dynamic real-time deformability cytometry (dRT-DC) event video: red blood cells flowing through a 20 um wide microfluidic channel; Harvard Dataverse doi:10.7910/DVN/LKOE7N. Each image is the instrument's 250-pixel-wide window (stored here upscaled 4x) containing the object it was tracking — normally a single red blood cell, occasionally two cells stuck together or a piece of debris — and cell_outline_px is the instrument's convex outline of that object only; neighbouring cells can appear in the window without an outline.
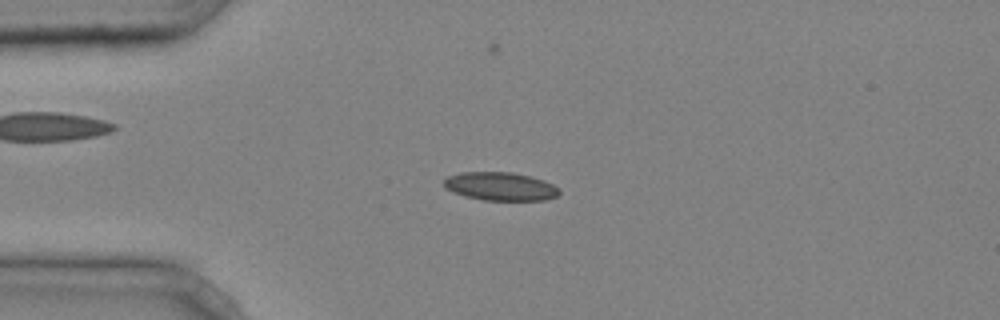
{"species": "common noctule bat (a hibernating species)", "species_latin": "Nyctalus noctula", "temperature_condition": "cold", "stored_images_in_passage": 44, "camera_frame_rate_fps": 3000, "um_per_image_px": 0.085, "animal": {"sex": "male", "body_mass_g": 20.4}, "frame": {"image": 1, "passage_image": 10, "time_ms": 3.0, "image_size_px": [1000, 320], "cell_outline_px": [[560, 192], [556, 196], [548, 200], [484, 200], [464, 196], [452, 192], [444, 188], [444, 180], [448, 176], [460, 172], [512, 172], [544, 180], [560, 188]], "centroid_in_image_um": [42.52, 15.84], "position_along_channel_um": 42.5, "area_um2": 19.13}}
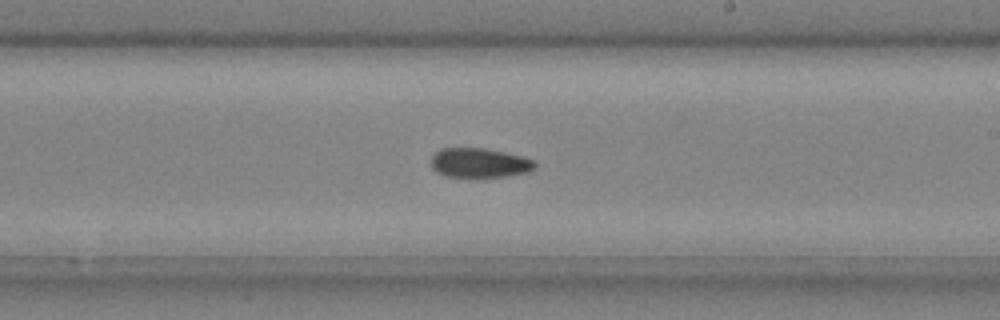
{"frame": {"image": 2, "passage_image": 26, "time_ms": 8.333, "image_size_px": [1000, 320], "cell_outline_px": [[536, 168], [528, 172], [504, 176], [444, 176], [436, 172], [432, 168], [432, 156], [440, 148], [484, 148], [524, 156], [532, 160], [536, 164]], "centroid_in_image_um": [40.75, 13.83], "position_along_channel_um": 248.2, "area_um2": 17.69}}
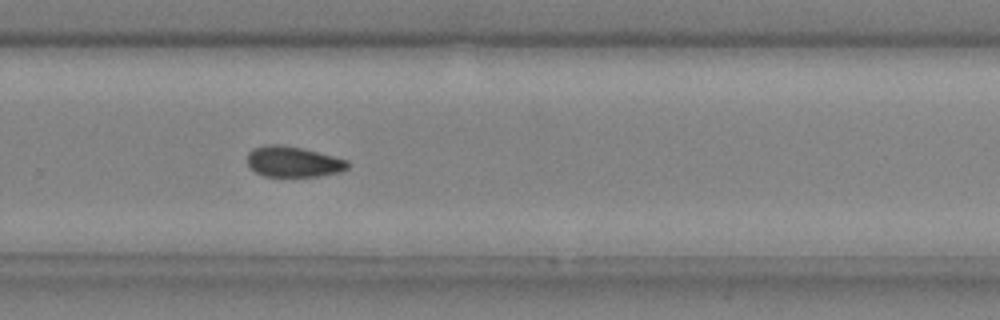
{"frame": {"image": 3, "passage_image": 30, "time_ms": 9.667, "image_size_px": [1000, 320], "cell_outline_px": [[348, 168], [344, 172], [320, 176], [264, 176], [256, 172], [248, 164], [248, 152], [252, 148], [264, 144], [280, 144], [300, 148], [348, 160]], "centroid_in_image_um": [24.93, 13.75], "position_along_channel_um": 304.9, "area_um2": 17.92}, "authors_computed_cell_mechanics": {"area_um2": 18.0625, "velocity_mm_per_s": 4.2465, "shape_relaxation_time_tau1_ms": null, "shape_relaxation_time_tau2_ms": 7.6534, "deformation_change_tau1": null, "deformation_change_tau2": 0.1334}}